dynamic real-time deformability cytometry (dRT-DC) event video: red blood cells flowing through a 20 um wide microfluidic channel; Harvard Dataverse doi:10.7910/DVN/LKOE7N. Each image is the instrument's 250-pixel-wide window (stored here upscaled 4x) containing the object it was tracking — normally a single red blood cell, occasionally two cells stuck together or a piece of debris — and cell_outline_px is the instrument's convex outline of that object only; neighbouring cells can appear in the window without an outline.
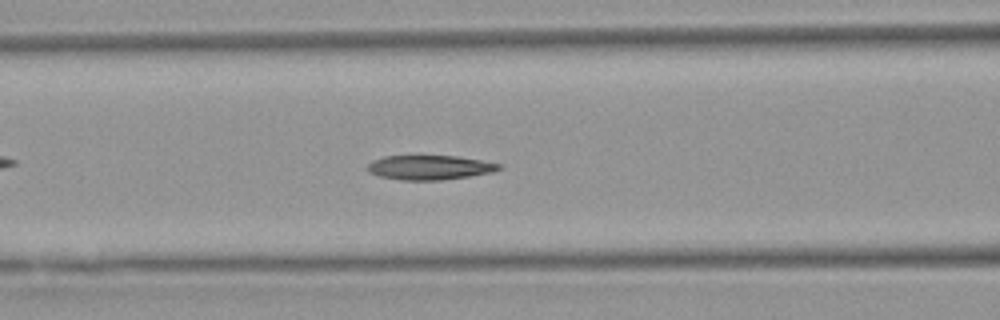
{"species": "Egyptian fruit bat (a non-hibernating species)", "species_latin": "Rousettus aegyptiacus", "temperature_condition": "warm", "stored_images_in_passage": 52, "camera_frame_rate_fps": 3000, "um_per_image_px": 0.085, "animal": {"sex": "female"}, "frame": {"image": 1, "passage_image": 20, "time_ms": 6.333, "image_size_px": [1000, 320], "cell_outline_px": [[504, 168], [492, 172], [468, 176], [440, 180], [400, 180], [380, 176], [368, 172], [368, 164], [372, 160], [384, 156], [456, 156], [480, 160], [500, 164]], "centroid_in_image_um": [36.51, 14.23], "position_along_channel_um": 130.1, "area_um2": 18.61}}
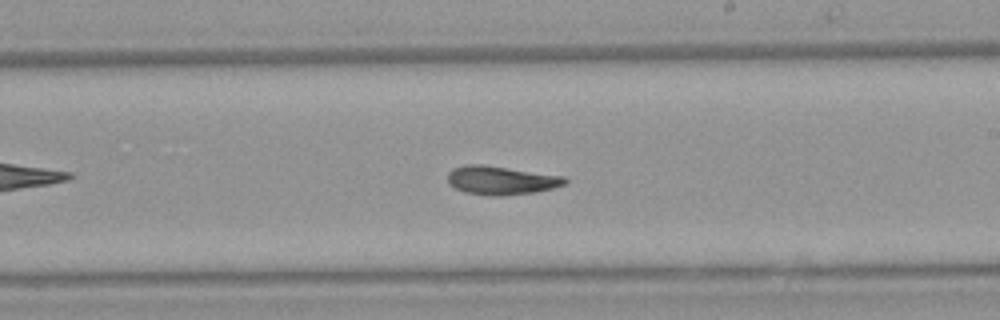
{"frame": {"image": 2, "passage_image": 29, "time_ms": 9.333, "image_size_px": [1000, 320], "cell_outline_px": [[568, 184], [536, 192], [500, 196], [492, 196], [464, 192], [448, 184], [448, 172], [452, 168], [464, 164], [484, 164], [564, 176], [568, 180]], "centroid_in_image_um": [42.59, 15.32], "position_along_channel_um": 246.4, "area_um2": 19.83}}
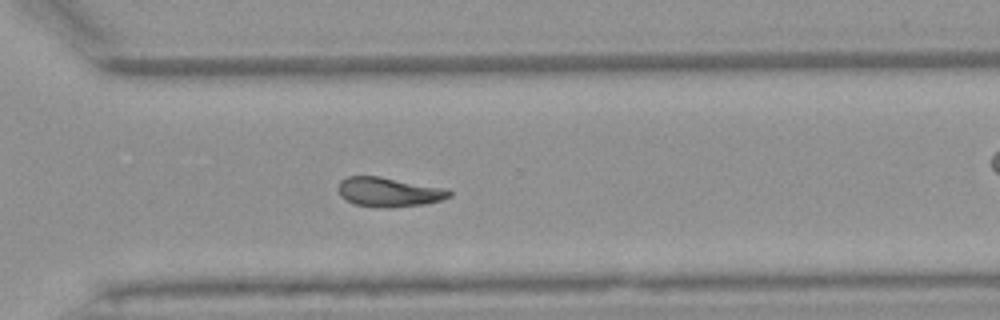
{"frame": {"image": 3, "passage_image": 36, "time_ms": 11.667, "image_size_px": [1000, 320], "cell_outline_px": [[452, 196], [440, 200], [424, 204], [384, 208], [356, 204], [344, 200], [340, 196], [336, 188], [340, 180], [348, 176], [380, 176], [448, 188], [452, 192]], "centroid_in_image_um": [33.04, 16.31], "position_along_channel_um": 337.6, "area_um2": 19.31}}